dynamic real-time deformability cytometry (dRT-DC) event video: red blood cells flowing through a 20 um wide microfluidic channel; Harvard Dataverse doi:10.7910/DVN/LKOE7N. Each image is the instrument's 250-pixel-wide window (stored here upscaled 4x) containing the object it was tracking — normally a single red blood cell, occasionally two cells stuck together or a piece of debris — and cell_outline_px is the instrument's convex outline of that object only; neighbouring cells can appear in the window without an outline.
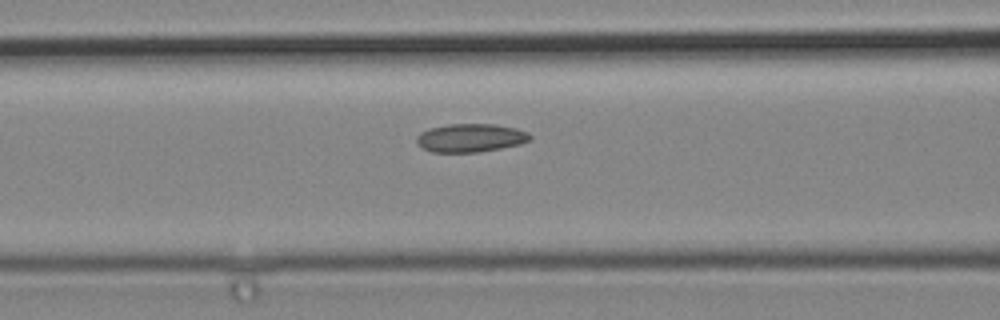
{"species": "common noctule bat (a hibernating species)", "species_latin": "Nyctalus noctula", "temperature_condition": "cold", "stored_images_in_passage": 6, "camera_frame_rate_fps": 3000, "um_per_image_px": 0.085, "animal": {"sex": "male", "body_mass_g": 19.2, "forearm_length_mm": 51.8}, "frame": {"image": 1, "passage_image": 6, "time_ms": 1.667, "image_size_px": [1000, 320], "cell_outline_px": [[532, 140], [520, 144], [500, 148], [476, 152], [432, 152], [424, 148], [416, 140], [416, 136], [420, 132], [428, 128], [448, 124], [496, 124], [516, 128], [528, 132], [532, 136]], "centroid_in_image_um": [40.02, 11.7], "position_along_channel_um": 126.6, "area_um2": 18.79}}